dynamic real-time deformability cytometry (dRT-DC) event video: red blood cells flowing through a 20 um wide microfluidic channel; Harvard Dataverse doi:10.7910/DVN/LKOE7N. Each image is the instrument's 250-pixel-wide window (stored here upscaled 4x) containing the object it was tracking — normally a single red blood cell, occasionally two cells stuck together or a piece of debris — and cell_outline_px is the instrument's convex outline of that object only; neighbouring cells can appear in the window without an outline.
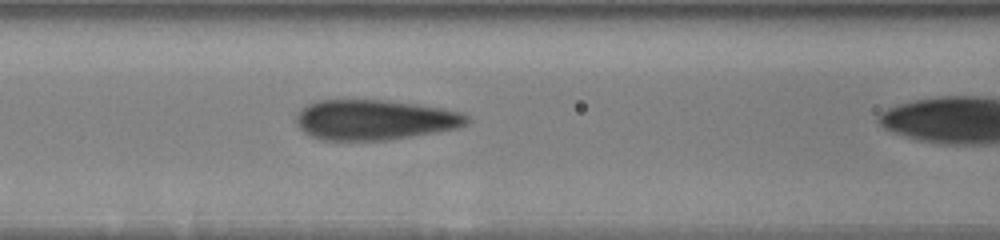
{"species": "human", "species_latin": "Homo sapiens", "temperature_condition": "warm", "stored_images_in_passage": 29, "camera_frame_rate_fps": 3000, "um_per_image_px": 0.085, "donor": {"sex": "male"}, "frame": {"image": 1, "passage_image": 21, "time_ms": 6.667, "image_size_px": [1000, 240], "cell_outline_px": [[472, 120], [460, 128], [388, 140], [320, 140], [308, 136], [296, 124], [296, 116], [300, 108], [316, 100], [388, 100], [416, 104], [440, 108], [460, 112], [468, 116]], "centroid_in_image_um": [31.82, 10.19], "position_along_channel_um": 134.8, "area_um2": 40.29}}
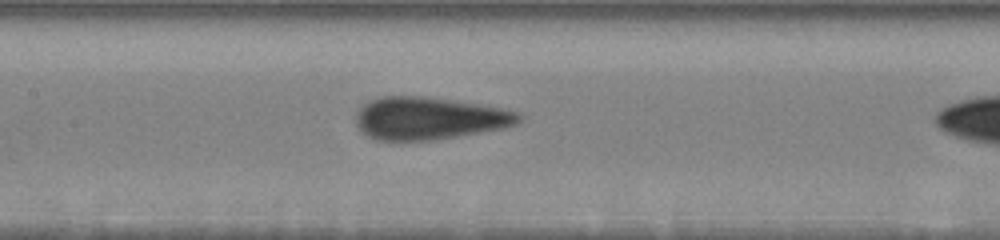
{"frame": {"image": 2, "passage_image": 24, "time_ms": 7.667, "image_size_px": [1000, 240], "cell_outline_px": [[520, 120], [516, 124], [504, 128], [432, 140], [376, 140], [360, 132], [356, 124], [356, 112], [368, 100], [380, 96], [424, 96], [452, 100], [500, 108], [520, 112]], "centroid_in_image_um": [36.42, 10.05], "position_along_channel_um": 171.0, "area_um2": 40.23}}
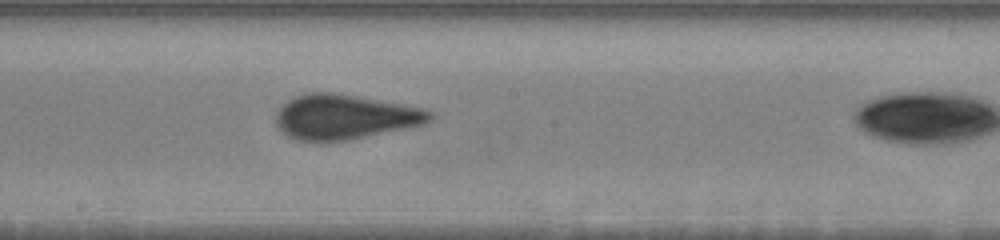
{"frame": {"image": 3, "passage_image": 28, "time_ms": 9.0, "image_size_px": [1000, 240], "cell_outline_px": [[436, 116], [432, 120], [424, 124], [348, 140], [296, 140], [288, 136], [276, 124], [276, 112], [288, 100], [296, 96], [308, 92], [332, 92], [360, 96], [424, 108], [436, 112]], "centroid_in_image_um": [29.36, 9.91], "position_along_channel_um": 218.8, "area_um2": 40.11}}